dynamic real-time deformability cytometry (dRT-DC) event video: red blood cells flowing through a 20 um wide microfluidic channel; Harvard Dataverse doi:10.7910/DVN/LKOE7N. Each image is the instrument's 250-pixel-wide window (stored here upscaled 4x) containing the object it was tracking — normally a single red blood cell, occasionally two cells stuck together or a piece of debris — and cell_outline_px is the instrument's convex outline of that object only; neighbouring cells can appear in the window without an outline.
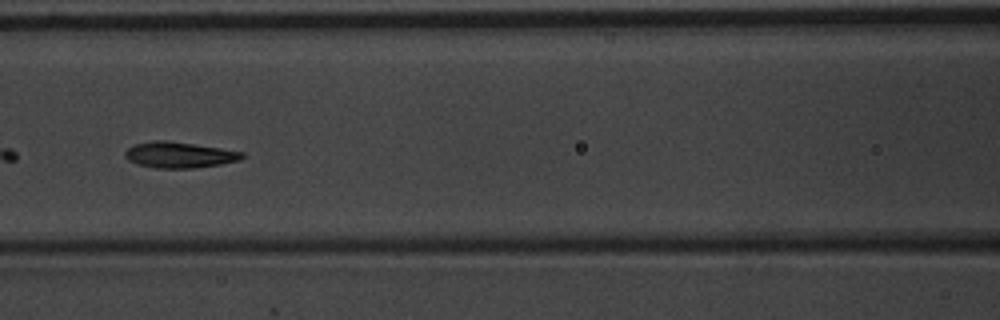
{"species": "common noctule bat (a hibernating species)", "species_latin": "Nyctalus noctula", "temperature_condition": "warm", "stored_images_in_passage": 6, "camera_frame_rate_fps": 3000, "um_per_image_px": 0.085, "animal": {"sex": "male", "body_mass_g": 20.1, "forearm_length_mm": 53.5}, "frame": {"image": 1, "passage_image": 5, "time_ms": 1.333, "image_size_px": [1000, 320], "cell_outline_px": [[244, 156], [240, 160], [220, 164], [192, 168], [156, 168], [136, 164], [128, 160], [124, 156], [124, 152], [128, 148], [136, 144], [152, 140], [164, 140], [220, 148], [244, 152]], "centroid_in_image_um": [15.21, 13.17], "position_along_channel_um": 151.4, "area_um2": 17.57}}
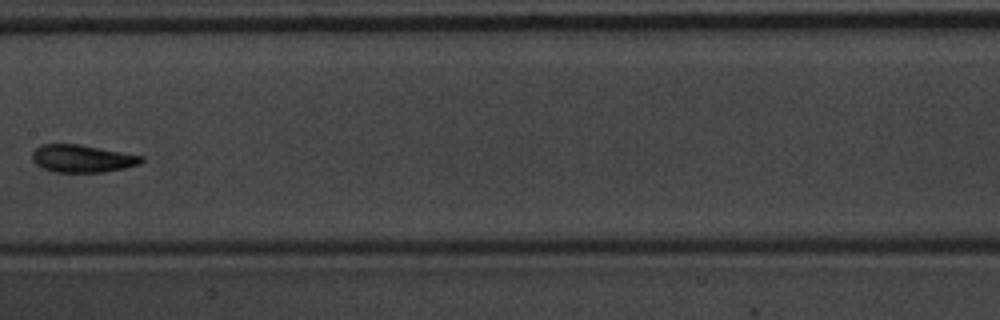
{"frame": {"image": 2, "passage_image": 6, "time_ms": 1.667, "image_size_px": [1000, 320], "cell_outline_px": [[144, 160], [140, 164], [124, 168], [104, 172], [52, 172], [40, 168], [32, 160], [32, 152], [36, 148], [44, 144], [80, 144], [144, 156]], "centroid_in_image_um": [6.98, 13.48], "position_along_channel_um": 200.4, "area_um2": 17.69}}